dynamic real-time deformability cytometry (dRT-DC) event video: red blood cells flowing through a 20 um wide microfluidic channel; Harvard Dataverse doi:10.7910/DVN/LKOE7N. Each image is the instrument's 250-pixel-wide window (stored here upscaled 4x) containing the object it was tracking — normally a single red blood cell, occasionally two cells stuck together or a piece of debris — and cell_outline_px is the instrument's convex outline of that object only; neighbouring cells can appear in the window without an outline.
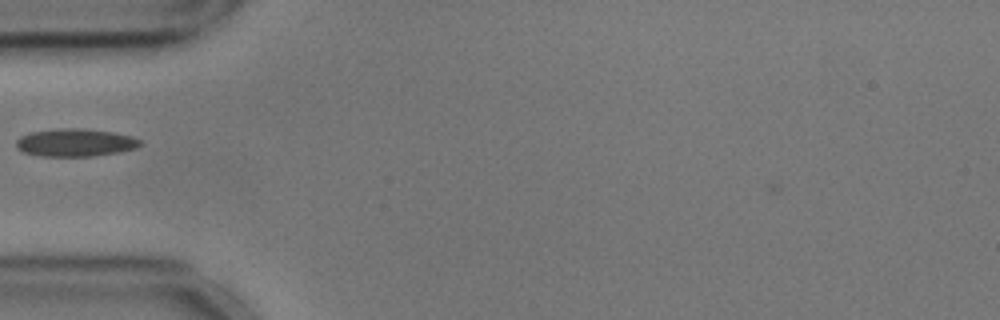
{"species": "common noctule bat (a hibernating species)", "species_latin": "Nyctalus noctula", "temperature_condition": "cold", "stored_images_in_passage": 39, "camera_frame_rate_fps": 3000, "um_per_image_px": 0.085, "animal": {"sex": "male", "body_mass_g": 17.9, "forearm_length_mm": 54.2}, "frame": {"image": 1, "passage_image": 1, "time_ms": 0.0, "image_size_px": [1000, 320], "cell_outline_px": [[144, 144], [136, 148], [120, 152], [92, 156], [40, 156], [24, 152], [16, 148], [16, 140], [20, 136], [32, 132], [60, 128], [84, 128], [112, 132], [132, 136], [140, 140]], "centroid_in_image_um": [6.42, 12.12], "position_along_channel_um": 78.6, "area_um2": 20.17}}
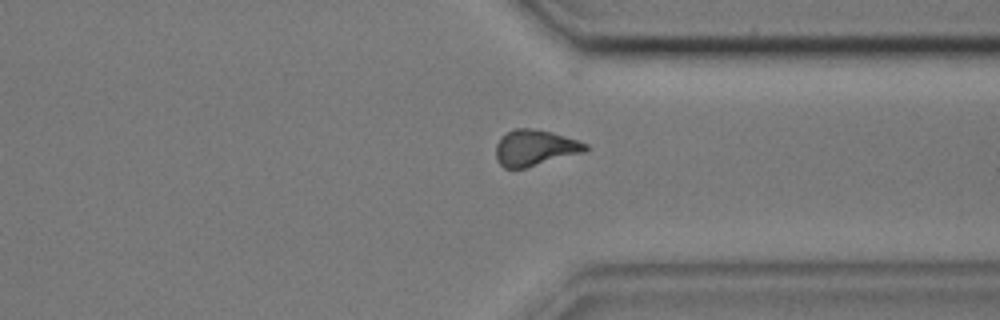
{"frame": {"image": 2, "passage_image": 25, "time_ms": 8.0, "image_size_px": [1000, 320], "cell_outline_px": [[588, 148], [584, 152], [524, 168], [504, 168], [496, 160], [496, 144], [508, 132], [516, 128], [532, 128], [552, 132], [588, 144]], "centroid_in_image_um": [45.46, 12.57], "position_along_channel_um": 365.9, "area_um2": 18.5}}
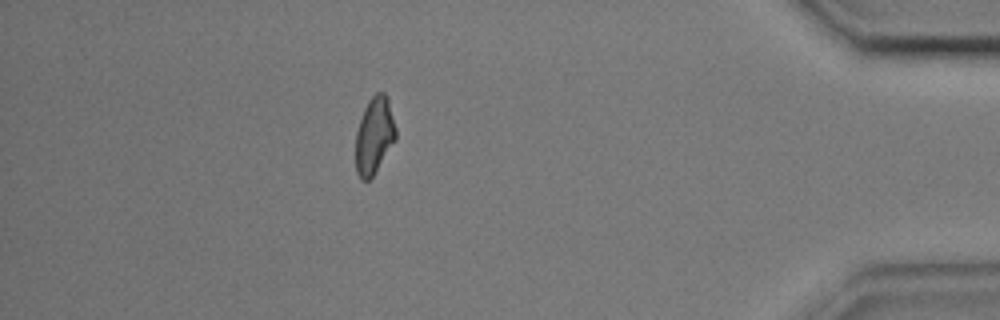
{"frame": {"image": 3, "passage_image": 32, "time_ms": 10.333, "image_size_px": [1000, 320], "cell_outline_px": [[396, 140], [372, 176], [368, 180], [360, 180], [356, 172], [356, 132], [364, 108], [368, 100], [376, 92], [384, 92], [388, 96], [396, 128]], "centroid_in_image_um": [31.82, 11.49], "position_along_channel_um": 403.4, "area_um2": 18.03}}